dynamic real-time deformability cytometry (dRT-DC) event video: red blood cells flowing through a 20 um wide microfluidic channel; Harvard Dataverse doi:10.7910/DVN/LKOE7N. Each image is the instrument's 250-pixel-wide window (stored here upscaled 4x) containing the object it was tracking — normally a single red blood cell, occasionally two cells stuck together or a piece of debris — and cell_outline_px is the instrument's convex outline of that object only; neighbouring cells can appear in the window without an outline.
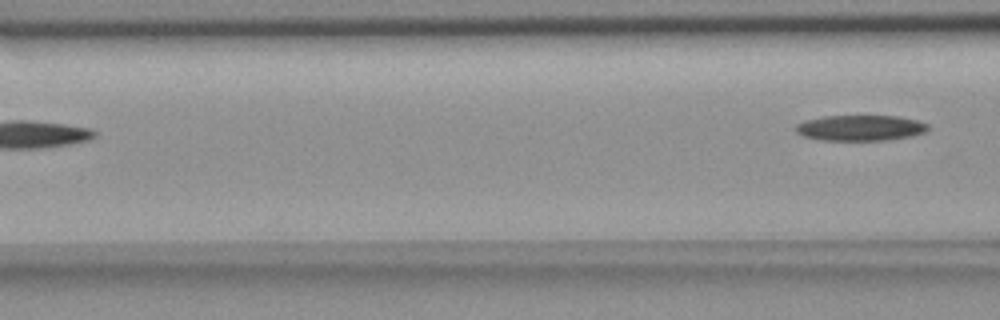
{"species": "common noctule bat (a hibernating species)", "species_latin": "Nyctalus noctula", "temperature_condition": "room temperature", "stored_images_in_passage": 7, "camera_frame_rate_fps": 3000, "um_per_image_px": 0.085, "animal": {"sex": "female", "body_mass_g": 18.4}, "frame": {"image": 1, "passage_image": 7, "time_ms": 2.0, "image_size_px": [1000, 320], "cell_outline_px": [[928, 128], [924, 132], [908, 136], [884, 140], [820, 140], [804, 136], [796, 132], [796, 124], [804, 120], [824, 116], [896, 116], [916, 120], [928, 124]], "centroid_in_image_um": [73.08, 10.86], "position_along_channel_um": 93.5, "area_um2": 19.54}}